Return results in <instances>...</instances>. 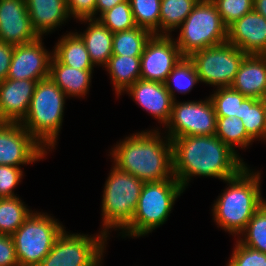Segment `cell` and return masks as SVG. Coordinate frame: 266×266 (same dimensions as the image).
<instances>
[{
  "label": "cell",
  "instance_id": "6da1fadb",
  "mask_svg": "<svg viewBox=\"0 0 266 266\" xmlns=\"http://www.w3.org/2000/svg\"><path fill=\"white\" fill-rule=\"evenodd\" d=\"M174 177L188 188L193 177H211L224 181L236 176L247 163L216 135L174 138Z\"/></svg>",
  "mask_w": 266,
  "mask_h": 266
},
{
  "label": "cell",
  "instance_id": "7a4b0ae2",
  "mask_svg": "<svg viewBox=\"0 0 266 266\" xmlns=\"http://www.w3.org/2000/svg\"><path fill=\"white\" fill-rule=\"evenodd\" d=\"M164 134L158 127L134 132L118 141L108 156L114 166L144 183L175 178L172 141Z\"/></svg>",
  "mask_w": 266,
  "mask_h": 266
},
{
  "label": "cell",
  "instance_id": "3957f363",
  "mask_svg": "<svg viewBox=\"0 0 266 266\" xmlns=\"http://www.w3.org/2000/svg\"><path fill=\"white\" fill-rule=\"evenodd\" d=\"M245 166L236 176L226 179L227 184L211 209L212 220L234 238L245 229L248 221L266 201L262 196V172Z\"/></svg>",
  "mask_w": 266,
  "mask_h": 266
},
{
  "label": "cell",
  "instance_id": "277c9868",
  "mask_svg": "<svg viewBox=\"0 0 266 266\" xmlns=\"http://www.w3.org/2000/svg\"><path fill=\"white\" fill-rule=\"evenodd\" d=\"M66 99L50 77L37 81L27 114L20 123L48 152L57 146Z\"/></svg>",
  "mask_w": 266,
  "mask_h": 266
},
{
  "label": "cell",
  "instance_id": "5b68a950",
  "mask_svg": "<svg viewBox=\"0 0 266 266\" xmlns=\"http://www.w3.org/2000/svg\"><path fill=\"white\" fill-rule=\"evenodd\" d=\"M185 192L176 178L144 183L131 222L121 231V238L148 236L166 223L176 199Z\"/></svg>",
  "mask_w": 266,
  "mask_h": 266
},
{
  "label": "cell",
  "instance_id": "8992f818",
  "mask_svg": "<svg viewBox=\"0 0 266 266\" xmlns=\"http://www.w3.org/2000/svg\"><path fill=\"white\" fill-rule=\"evenodd\" d=\"M104 183L101 202V232L122 231L132 220L144 182L113 164Z\"/></svg>",
  "mask_w": 266,
  "mask_h": 266
},
{
  "label": "cell",
  "instance_id": "52a82bcc",
  "mask_svg": "<svg viewBox=\"0 0 266 266\" xmlns=\"http://www.w3.org/2000/svg\"><path fill=\"white\" fill-rule=\"evenodd\" d=\"M173 38L183 57L227 42V26L211 0H199Z\"/></svg>",
  "mask_w": 266,
  "mask_h": 266
},
{
  "label": "cell",
  "instance_id": "ba28073f",
  "mask_svg": "<svg viewBox=\"0 0 266 266\" xmlns=\"http://www.w3.org/2000/svg\"><path fill=\"white\" fill-rule=\"evenodd\" d=\"M65 228L51 214L34 209L11 235L19 266H39Z\"/></svg>",
  "mask_w": 266,
  "mask_h": 266
},
{
  "label": "cell",
  "instance_id": "9c48e42d",
  "mask_svg": "<svg viewBox=\"0 0 266 266\" xmlns=\"http://www.w3.org/2000/svg\"><path fill=\"white\" fill-rule=\"evenodd\" d=\"M108 239L101 231L86 235L64 229L39 266H102Z\"/></svg>",
  "mask_w": 266,
  "mask_h": 266
},
{
  "label": "cell",
  "instance_id": "30bf717a",
  "mask_svg": "<svg viewBox=\"0 0 266 266\" xmlns=\"http://www.w3.org/2000/svg\"><path fill=\"white\" fill-rule=\"evenodd\" d=\"M247 54L229 42L194 52L188 57L195 66L200 83L214 88L231 87Z\"/></svg>",
  "mask_w": 266,
  "mask_h": 266
},
{
  "label": "cell",
  "instance_id": "8fae6325",
  "mask_svg": "<svg viewBox=\"0 0 266 266\" xmlns=\"http://www.w3.org/2000/svg\"><path fill=\"white\" fill-rule=\"evenodd\" d=\"M217 116L209 97L205 100L173 102L171 116L163 131L170 138L216 134Z\"/></svg>",
  "mask_w": 266,
  "mask_h": 266
},
{
  "label": "cell",
  "instance_id": "7c38bea8",
  "mask_svg": "<svg viewBox=\"0 0 266 266\" xmlns=\"http://www.w3.org/2000/svg\"><path fill=\"white\" fill-rule=\"evenodd\" d=\"M48 153L20 123L0 122V165L22 167L43 161Z\"/></svg>",
  "mask_w": 266,
  "mask_h": 266
},
{
  "label": "cell",
  "instance_id": "4fadbf2b",
  "mask_svg": "<svg viewBox=\"0 0 266 266\" xmlns=\"http://www.w3.org/2000/svg\"><path fill=\"white\" fill-rule=\"evenodd\" d=\"M172 35H152L141 55V79L166 82L168 75L183 58Z\"/></svg>",
  "mask_w": 266,
  "mask_h": 266
},
{
  "label": "cell",
  "instance_id": "5bb4252c",
  "mask_svg": "<svg viewBox=\"0 0 266 266\" xmlns=\"http://www.w3.org/2000/svg\"><path fill=\"white\" fill-rule=\"evenodd\" d=\"M53 51L45 48L43 37L28 44L14 46L7 79L36 80L46 79L50 75V62Z\"/></svg>",
  "mask_w": 266,
  "mask_h": 266
},
{
  "label": "cell",
  "instance_id": "9a60e30c",
  "mask_svg": "<svg viewBox=\"0 0 266 266\" xmlns=\"http://www.w3.org/2000/svg\"><path fill=\"white\" fill-rule=\"evenodd\" d=\"M38 38L31 25L26 0H0V41L16 46Z\"/></svg>",
  "mask_w": 266,
  "mask_h": 266
},
{
  "label": "cell",
  "instance_id": "2e32d148",
  "mask_svg": "<svg viewBox=\"0 0 266 266\" xmlns=\"http://www.w3.org/2000/svg\"><path fill=\"white\" fill-rule=\"evenodd\" d=\"M227 42L247 55H266V18L255 10L227 27Z\"/></svg>",
  "mask_w": 266,
  "mask_h": 266
},
{
  "label": "cell",
  "instance_id": "e0dca14e",
  "mask_svg": "<svg viewBox=\"0 0 266 266\" xmlns=\"http://www.w3.org/2000/svg\"><path fill=\"white\" fill-rule=\"evenodd\" d=\"M124 93L132 97L140 108L153 115L164 128L168 123L174 99L164 83L139 79Z\"/></svg>",
  "mask_w": 266,
  "mask_h": 266
},
{
  "label": "cell",
  "instance_id": "ac0fdd59",
  "mask_svg": "<svg viewBox=\"0 0 266 266\" xmlns=\"http://www.w3.org/2000/svg\"><path fill=\"white\" fill-rule=\"evenodd\" d=\"M36 80L5 79L0 83V122L21 123L28 111Z\"/></svg>",
  "mask_w": 266,
  "mask_h": 266
},
{
  "label": "cell",
  "instance_id": "d6986e66",
  "mask_svg": "<svg viewBox=\"0 0 266 266\" xmlns=\"http://www.w3.org/2000/svg\"><path fill=\"white\" fill-rule=\"evenodd\" d=\"M26 7L31 25L39 37L52 34L71 20L66 0H26Z\"/></svg>",
  "mask_w": 266,
  "mask_h": 266
},
{
  "label": "cell",
  "instance_id": "ffe728a7",
  "mask_svg": "<svg viewBox=\"0 0 266 266\" xmlns=\"http://www.w3.org/2000/svg\"><path fill=\"white\" fill-rule=\"evenodd\" d=\"M231 87L247 98L266 96V55H246Z\"/></svg>",
  "mask_w": 266,
  "mask_h": 266
},
{
  "label": "cell",
  "instance_id": "44dd1931",
  "mask_svg": "<svg viewBox=\"0 0 266 266\" xmlns=\"http://www.w3.org/2000/svg\"><path fill=\"white\" fill-rule=\"evenodd\" d=\"M81 24H87V28L83 32L76 33L83 40L92 63L96 66L104 68L112 54L113 35L107 27H105L98 19H80L77 20Z\"/></svg>",
  "mask_w": 266,
  "mask_h": 266
},
{
  "label": "cell",
  "instance_id": "7402d4cb",
  "mask_svg": "<svg viewBox=\"0 0 266 266\" xmlns=\"http://www.w3.org/2000/svg\"><path fill=\"white\" fill-rule=\"evenodd\" d=\"M94 70H81L60 63L54 56L50 62V79L70 99L84 98L89 93Z\"/></svg>",
  "mask_w": 266,
  "mask_h": 266
},
{
  "label": "cell",
  "instance_id": "603a6c76",
  "mask_svg": "<svg viewBox=\"0 0 266 266\" xmlns=\"http://www.w3.org/2000/svg\"><path fill=\"white\" fill-rule=\"evenodd\" d=\"M53 56L62 64L81 70H94L89 52L81 39L74 31L63 34L56 41Z\"/></svg>",
  "mask_w": 266,
  "mask_h": 266
},
{
  "label": "cell",
  "instance_id": "cb8c5ba5",
  "mask_svg": "<svg viewBox=\"0 0 266 266\" xmlns=\"http://www.w3.org/2000/svg\"><path fill=\"white\" fill-rule=\"evenodd\" d=\"M109 74L116 98L141 78V58L112 55L104 67Z\"/></svg>",
  "mask_w": 266,
  "mask_h": 266
},
{
  "label": "cell",
  "instance_id": "d4e9b609",
  "mask_svg": "<svg viewBox=\"0 0 266 266\" xmlns=\"http://www.w3.org/2000/svg\"><path fill=\"white\" fill-rule=\"evenodd\" d=\"M199 0H161L160 35L172 32L183 23Z\"/></svg>",
  "mask_w": 266,
  "mask_h": 266
},
{
  "label": "cell",
  "instance_id": "484cf974",
  "mask_svg": "<svg viewBox=\"0 0 266 266\" xmlns=\"http://www.w3.org/2000/svg\"><path fill=\"white\" fill-rule=\"evenodd\" d=\"M33 211L19 196L0 198V234L12 235Z\"/></svg>",
  "mask_w": 266,
  "mask_h": 266
},
{
  "label": "cell",
  "instance_id": "4316f807",
  "mask_svg": "<svg viewBox=\"0 0 266 266\" xmlns=\"http://www.w3.org/2000/svg\"><path fill=\"white\" fill-rule=\"evenodd\" d=\"M153 34L142 27L116 32L113 35L112 54L141 57L147 41Z\"/></svg>",
  "mask_w": 266,
  "mask_h": 266
},
{
  "label": "cell",
  "instance_id": "83f0119b",
  "mask_svg": "<svg viewBox=\"0 0 266 266\" xmlns=\"http://www.w3.org/2000/svg\"><path fill=\"white\" fill-rule=\"evenodd\" d=\"M220 140L228 145L235 153L236 148L246 150L254 140L247 134L242 120L233 117H217L216 134Z\"/></svg>",
  "mask_w": 266,
  "mask_h": 266
},
{
  "label": "cell",
  "instance_id": "f1b7e54d",
  "mask_svg": "<svg viewBox=\"0 0 266 266\" xmlns=\"http://www.w3.org/2000/svg\"><path fill=\"white\" fill-rule=\"evenodd\" d=\"M199 82L194 63L188 57H183L168 75L165 85L173 99L176 100L175 91L178 94L186 95Z\"/></svg>",
  "mask_w": 266,
  "mask_h": 266
},
{
  "label": "cell",
  "instance_id": "f546056e",
  "mask_svg": "<svg viewBox=\"0 0 266 266\" xmlns=\"http://www.w3.org/2000/svg\"><path fill=\"white\" fill-rule=\"evenodd\" d=\"M241 120L247 134L254 141L266 142L264 109L261 99L246 97L242 101Z\"/></svg>",
  "mask_w": 266,
  "mask_h": 266
},
{
  "label": "cell",
  "instance_id": "4dcf8cb0",
  "mask_svg": "<svg viewBox=\"0 0 266 266\" xmlns=\"http://www.w3.org/2000/svg\"><path fill=\"white\" fill-rule=\"evenodd\" d=\"M236 239L245 246L266 253V201Z\"/></svg>",
  "mask_w": 266,
  "mask_h": 266
},
{
  "label": "cell",
  "instance_id": "1f68e13d",
  "mask_svg": "<svg viewBox=\"0 0 266 266\" xmlns=\"http://www.w3.org/2000/svg\"><path fill=\"white\" fill-rule=\"evenodd\" d=\"M209 95L217 117H237L241 119L242 101L246 98L232 87H220Z\"/></svg>",
  "mask_w": 266,
  "mask_h": 266
},
{
  "label": "cell",
  "instance_id": "d6a6232c",
  "mask_svg": "<svg viewBox=\"0 0 266 266\" xmlns=\"http://www.w3.org/2000/svg\"><path fill=\"white\" fill-rule=\"evenodd\" d=\"M135 23L138 27L160 35L161 0H129Z\"/></svg>",
  "mask_w": 266,
  "mask_h": 266
},
{
  "label": "cell",
  "instance_id": "836d02e7",
  "mask_svg": "<svg viewBox=\"0 0 266 266\" xmlns=\"http://www.w3.org/2000/svg\"><path fill=\"white\" fill-rule=\"evenodd\" d=\"M98 20L112 33L136 27L129 0H125L104 12Z\"/></svg>",
  "mask_w": 266,
  "mask_h": 266
},
{
  "label": "cell",
  "instance_id": "e575fe53",
  "mask_svg": "<svg viewBox=\"0 0 266 266\" xmlns=\"http://www.w3.org/2000/svg\"><path fill=\"white\" fill-rule=\"evenodd\" d=\"M228 27L234 21L254 10V0H211Z\"/></svg>",
  "mask_w": 266,
  "mask_h": 266
},
{
  "label": "cell",
  "instance_id": "d590c367",
  "mask_svg": "<svg viewBox=\"0 0 266 266\" xmlns=\"http://www.w3.org/2000/svg\"><path fill=\"white\" fill-rule=\"evenodd\" d=\"M232 255L228 260L233 266H266V253L241 244L235 239Z\"/></svg>",
  "mask_w": 266,
  "mask_h": 266
},
{
  "label": "cell",
  "instance_id": "8d00e7d4",
  "mask_svg": "<svg viewBox=\"0 0 266 266\" xmlns=\"http://www.w3.org/2000/svg\"><path fill=\"white\" fill-rule=\"evenodd\" d=\"M24 177L22 167L0 165V198L17 197L14 189Z\"/></svg>",
  "mask_w": 266,
  "mask_h": 266
},
{
  "label": "cell",
  "instance_id": "74e56055",
  "mask_svg": "<svg viewBox=\"0 0 266 266\" xmlns=\"http://www.w3.org/2000/svg\"><path fill=\"white\" fill-rule=\"evenodd\" d=\"M67 9L71 18L95 19L96 0H66Z\"/></svg>",
  "mask_w": 266,
  "mask_h": 266
},
{
  "label": "cell",
  "instance_id": "f35d334b",
  "mask_svg": "<svg viewBox=\"0 0 266 266\" xmlns=\"http://www.w3.org/2000/svg\"><path fill=\"white\" fill-rule=\"evenodd\" d=\"M0 266H19L11 235L0 234Z\"/></svg>",
  "mask_w": 266,
  "mask_h": 266
},
{
  "label": "cell",
  "instance_id": "ab89813d",
  "mask_svg": "<svg viewBox=\"0 0 266 266\" xmlns=\"http://www.w3.org/2000/svg\"><path fill=\"white\" fill-rule=\"evenodd\" d=\"M13 51V45L0 41V83L8 76Z\"/></svg>",
  "mask_w": 266,
  "mask_h": 266
},
{
  "label": "cell",
  "instance_id": "60d3db41",
  "mask_svg": "<svg viewBox=\"0 0 266 266\" xmlns=\"http://www.w3.org/2000/svg\"><path fill=\"white\" fill-rule=\"evenodd\" d=\"M125 0H96L95 19H98L104 12ZM99 15V16H98Z\"/></svg>",
  "mask_w": 266,
  "mask_h": 266
},
{
  "label": "cell",
  "instance_id": "b9f144b4",
  "mask_svg": "<svg viewBox=\"0 0 266 266\" xmlns=\"http://www.w3.org/2000/svg\"><path fill=\"white\" fill-rule=\"evenodd\" d=\"M254 10L266 18V0H254Z\"/></svg>",
  "mask_w": 266,
  "mask_h": 266
},
{
  "label": "cell",
  "instance_id": "7bdbcfd3",
  "mask_svg": "<svg viewBox=\"0 0 266 266\" xmlns=\"http://www.w3.org/2000/svg\"><path fill=\"white\" fill-rule=\"evenodd\" d=\"M263 103V109H264V118H265V127H266V96L261 99Z\"/></svg>",
  "mask_w": 266,
  "mask_h": 266
},
{
  "label": "cell",
  "instance_id": "ee69618b",
  "mask_svg": "<svg viewBox=\"0 0 266 266\" xmlns=\"http://www.w3.org/2000/svg\"><path fill=\"white\" fill-rule=\"evenodd\" d=\"M226 266H233V265L228 261Z\"/></svg>",
  "mask_w": 266,
  "mask_h": 266
}]
</instances>
